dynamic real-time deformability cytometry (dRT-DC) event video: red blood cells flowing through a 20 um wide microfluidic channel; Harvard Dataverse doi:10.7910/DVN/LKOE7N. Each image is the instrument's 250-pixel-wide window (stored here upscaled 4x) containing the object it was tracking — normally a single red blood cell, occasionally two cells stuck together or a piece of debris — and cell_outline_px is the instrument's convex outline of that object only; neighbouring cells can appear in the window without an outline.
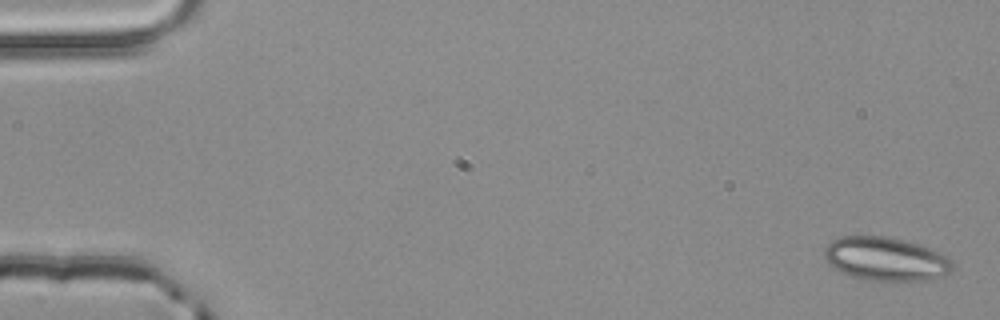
{"species": "common noctule bat (a hibernating species)", "species_latin": "Nyctalus noctula", "temperature_condition": "room temperature", "stored_images_in_passage": 4, "camera_frame_rate_fps": 3000, "um_per_image_px": 0.085, "animal": {"sex": "male", "body_mass_g": 20.4}, "frame": {"image": 1, "passage_image": 1, "time_ms": 0.0, "image_size_px": [1000, 320], "cell_outline_px": [[952, 268], [944, 276], [928, 280], [868, 280], [852, 276], [840, 272], [828, 264], [824, 260], [824, 248], [832, 240], [840, 236], [888, 236], [920, 244], [940, 252], [952, 260]], "centroid_in_image_um": [75.26, 22.0], "position_along_channel_um": 9.7, "area_um2": 32.71}}